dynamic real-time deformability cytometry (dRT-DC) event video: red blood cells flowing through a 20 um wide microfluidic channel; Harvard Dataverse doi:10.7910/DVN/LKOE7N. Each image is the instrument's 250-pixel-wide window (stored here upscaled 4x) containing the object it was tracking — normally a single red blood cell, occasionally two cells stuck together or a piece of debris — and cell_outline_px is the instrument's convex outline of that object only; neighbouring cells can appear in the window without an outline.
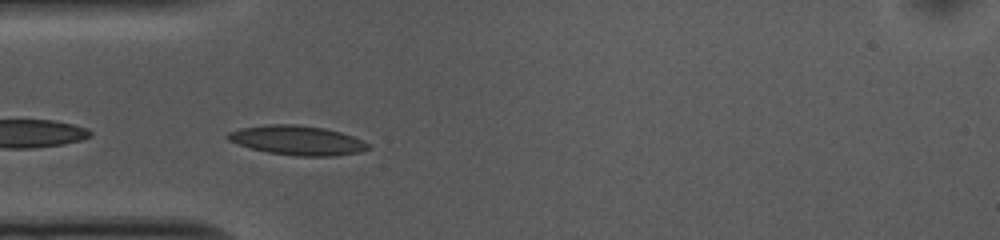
{"species": "common noctule bat (a hibernating species)", "species_latin": "Nyctalus noctula", "temperature_condition": "cold", "stored_images_in_passage": 38, "camera_frame_rate_fps": 3000, "um_per_image_px": 0.085, "animal": {"sex": "female", "body_mass_g": 10.0, "forearm_length_mm": 53.1}, "frame": {"image": 1, "passage_image": 2, "time_ms": 0.333, "image_size_px": [1000, 240], "cell_outline_px": [[372, 148], [360, 152], [336, 156], [296, 156], [268, 152], [252, 148], [228, 140], [224, 136], [228, 132], [240, 128], [264, 124], [300, 124], [324, 128], [340, 132], [352, 136], [372, 144]], "centroid_in_image_um": [25.3, 11.92], "position_along_channel_um": 59.7, "area_um2": 24.28}}
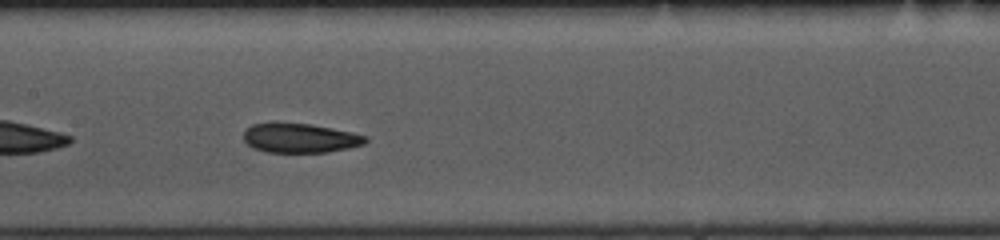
{"frame": {"image": 2, "passage_image": 12, "time_ms": 3.667, "image_size_px": [1000, 240], "cell_outline_px": [[368, 140], [364, 144], [348, 148], [328, 152], [268, 152], [252, 148], [244, 140], [244, 132], [252, 124], [276, 120], [312, 124], [352, 132], [368, 136]], "centroid_in_image_um": [25.48, 11.7], "position_along_channel_um": 181.9, "area_um2": 21.44}}
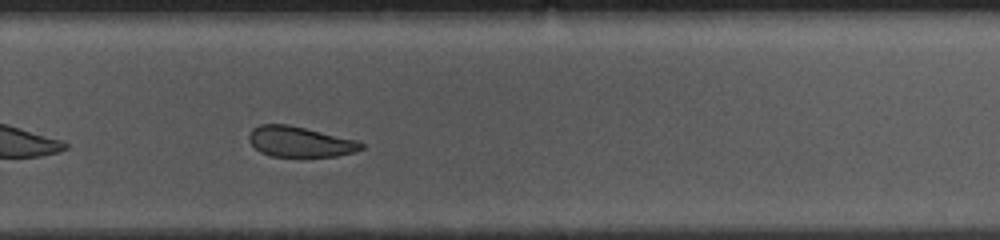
{"frame": {"image": 3, "passage_image": 22, "time_ms": 7.0, "image_size_px": [1000, 240], "cell_outline_px": [[364, 148], [352, 152], [336, 156], [272, 156], [260, 152], [248, 140], [248, 136], [252, 128], [260, 124], [288, 124], [360, 140], [364, 144]], "centroid_in_image_um": [25.51, 12.03], "position_along_channel_um": 304.3, "area_um2": 20.0}, "authors_computed_cell_mechanics": {"area_um2": 22.1085, "velocity_mm_per_s": 3.6835, "shape_relaxation_time_tau1_ms": 3.5641, "shape_relaxation_time_tau2_ms": 8.3785, "deformation_change_tau1": 0.0895, "deformation_change_tau2": 0.1333}}